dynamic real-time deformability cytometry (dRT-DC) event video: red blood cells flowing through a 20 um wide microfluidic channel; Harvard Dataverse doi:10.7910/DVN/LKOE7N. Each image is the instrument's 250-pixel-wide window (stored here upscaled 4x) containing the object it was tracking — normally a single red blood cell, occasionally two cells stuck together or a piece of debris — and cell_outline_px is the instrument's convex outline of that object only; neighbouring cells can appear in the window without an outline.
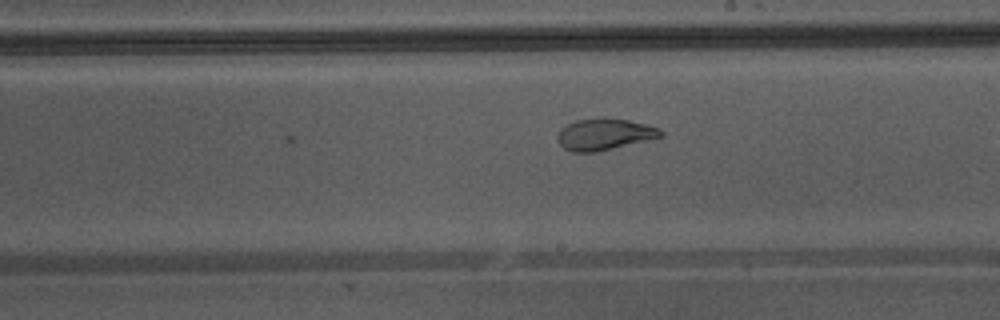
{"species": "Egyptian fruit bat (a non-hibernating species)", "species_latin": "Rousettus aegyptiacus", "temperature_condition": "warm", "stored_images_in_passage": 14, "camera_frame_rate_fps": 3000, "um_per_image_px": 0.085, "animal": {"sex": "male"}, "frame": {"image": 1, "passage_image": 12, "time_ms": 3.667, "image_size_px": [1000, 320], "cell_outline_px": [[664, 136], [596, 152], [572, 152], [564, 148], [556, 140], [556, 136], [560, 128], [576, 120], [600, 116], [604, 116], [628, 120], [660, 128], [664, 132]], "centroid_in_image_um": [51.35, 11.39], "position_along_channel_um": 237.7, "area_um2": 19.25}}